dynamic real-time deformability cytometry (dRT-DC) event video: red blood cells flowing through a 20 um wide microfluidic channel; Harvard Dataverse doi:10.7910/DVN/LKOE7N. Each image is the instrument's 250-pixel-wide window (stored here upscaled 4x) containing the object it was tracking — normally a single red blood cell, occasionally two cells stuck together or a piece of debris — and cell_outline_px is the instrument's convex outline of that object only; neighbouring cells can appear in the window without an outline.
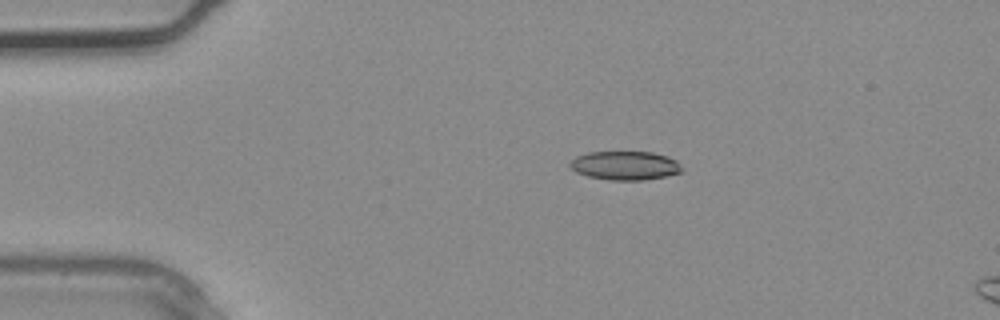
{"species": "common noctule bat (a hibernating species)", "species_latin": "Nyctalus noctula", "temperature_condition": "warm", "stored_images_in_passage": 3, "camera_frame_rate_fps": 3000, "um_per_image_px": 0.085, "animal": {"sex": "male", "body_mass_g": 20.4}, "frame": {"image": 1, "passage_image": 2, "time_ms": 0.333, "image_size_px": [1000, 320], "cell_outline_px": [[684, 172], [644, 180], [608, 180], [588, 176], [576, 172], [568, 164], [576, 156], [588, 152], [652, 152], [668, 156], [676, 160], [680, 164]], "centroid_in_image_um": [53.15, 14.07], "position_along_channel_um": 31.9, "area_um2": 18.84}}